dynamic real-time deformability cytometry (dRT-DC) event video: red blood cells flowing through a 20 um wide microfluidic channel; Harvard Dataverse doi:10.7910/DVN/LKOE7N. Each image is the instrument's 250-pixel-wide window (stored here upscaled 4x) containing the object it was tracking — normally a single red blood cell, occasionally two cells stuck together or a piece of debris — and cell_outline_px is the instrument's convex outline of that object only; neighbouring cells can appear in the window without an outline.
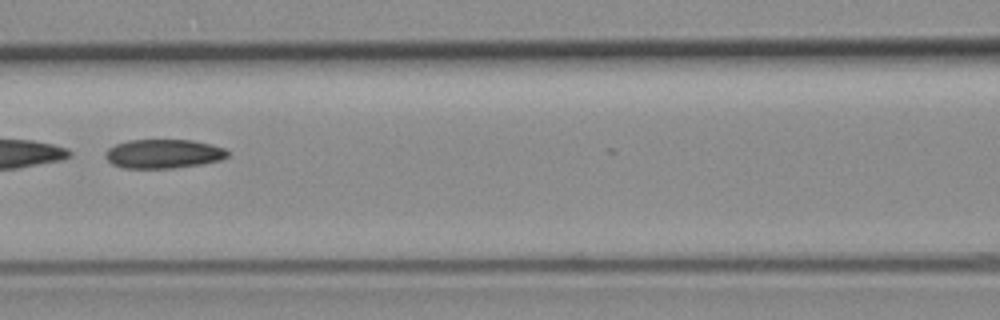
{"species": "common noctule bat (a hibernating species)", "species_latin": "Nyctalus noctula", "temperature_condition": "room temperature", "stored_images_in_passage": 41, "camera_frame_rate_fps": 3000, "um_per_image_px": 0.085, "animal": {"sex": "female", "body_mass_g": 19.3, "forearm_length_mm": 54.1}, "frame": {"image": 1, "passage_image": 12, "time_ms": 3.667, "image_size_px": [1000, 320], "cell_outline_px": [[228, 156], [220, 160], [200, 164], [172, 168], [124, 168], [112, 164], [104, 156], [104, 152], [108, 148], [116, 144], [128, 140], [192, 140], [212, 144], [224, 148], [228, 152]], "centroid_in_image_um": [13.87, 13.07], "position_along_channel_um": 152.7, "area_um2": 20.69}, "authors_computed_cell_mechanics": {"area_um2": 22.1374, "velocity_mm_per_s": 3.774, "shape_relaxation_time_tau1_ms": 1.2769, "shape_relaxation_time_tau2_ms": 7.0421, "deformation_change_tau1": 0.2376, "deformation_change_tau2": 0.1517}}